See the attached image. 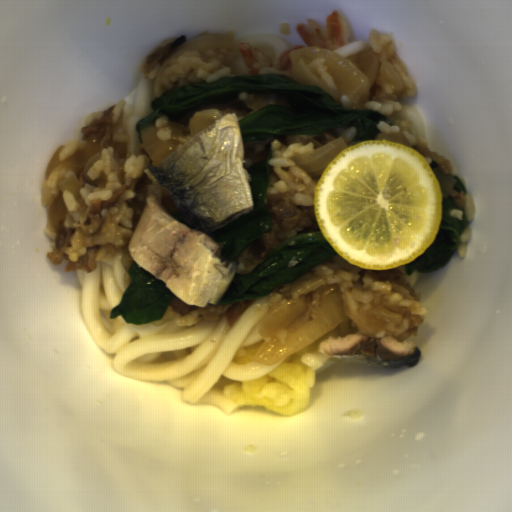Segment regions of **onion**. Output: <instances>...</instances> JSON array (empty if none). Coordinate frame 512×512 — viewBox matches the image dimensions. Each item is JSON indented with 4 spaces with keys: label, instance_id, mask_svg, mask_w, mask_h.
<instances>
[{
    "label": "onion",
    "instance_id": "obj_1",
    "mask_svg": "<svg viewBox=\"0 0 512 512\" xmlns=\"http://www.w3.org/2000/svg\"><path fill=\"white\" fill-rule=\"evenodd\" d=\"M347 318L339 295L323 300L315 316L306 310L305 300H284L267 310L259 329L263 341L253 360L273 366L305 350Z\"/></svg>",
    "mask_w": 512,
    "mask_h": 512
},
{
    "label": "onion",
    "instance_id": "obj_2",
    "mask_svg": "<svg viewBox=\"0 0 512 512\" xmlns=\"http://www.w3.org/2000/svg\"><path fill=\"white\" fill-rule=\"evenodd\" d=\"M323 59L350 107L362 109L369 99L375 79H379L399 91H403L404 82L387 63L378 64L373 53H364L359 56L358 67L344 59L336 52L325 50L312 45H305L291 50L288 59L291 79L302 85L318 86L338 103L342 98L338 91L323 83L309 68L308 62Z\"/></svg>",
    "mask_w": 512,
    "mask_h": 512
},
{
    "label": "onion",
    "instance_id": "obj_3",
    "mask_svg": "<svg viewBox=\"0 0 512 512\" xmlns=\"http://www.w3.org/2000/svg\"><path fill=\"white\" fill-rule=\"evenodd\" d=\"M349 147L346 139L339 136L312 152L293 156L292 162L311 177L323 175L336 156Z\"/></svg>",
    "mask_w": 512,
    "mask_h": 512
},
{
    "label": "onion",
    "instance_id": "obj_4",
    "mask_svg": "<svg viewBox=\"0 0 512 512\" xmlns=\"http://www.w3.org/2000/svg\"><path fill=\"white\" fill-rule=\"evenodd\" d=\"M232 46L231 38L224 34H199L193 38L184 41L179 47H177L167 58H165L155 75L152 89L157 96L160 93L166 92V88L163 86L160 76L166 66H168L173 60H175L183 52L192 51L201 48H229Z\"/></svg>",
    "mask_w": 512,
    "mask_h": 512
},
{
    "label": "onion",
    "instance_id": "obj_5",
    "mask_svg": "<svg viewBox=\"0 0 512 512\" xmlns=\"http://www.w3.org/2000/svg\"><path fill=\"white\" fill-rule=\"evenodd\" d=\"M140 136L144 152L156 165L174 153L151 123L140 131Z\"/></svg>",
    "mask_w": 512,
    "mask_h": 512
},
{
    "label": "onion",
    "instance_id": "obj_6",
    "mask_svg": "<svg viewBox=\"0 0 512 512\" xmlns=\"http://www.w3.org/2000/svg\"><path fill=\"white\" fill-rule=\"evenodd\" d=\"M55 186L61 192H67L71 196L77 211L83 212L86 207V200L80 191L82 183L79 176L71 174L57 181Z\"/></svg>",
    "mask_w": 512,
    "mask_h": 512
},
{
    "label": "onion",
    "instance_id": "obj_7",
    "mask_svg": "<svg viewBox=\"0 0 512 512\" xmlns=\"http://www.w3.org/2000/svg\"><path fill=\"white\" fill-rule=\"evenodd\" d=\"M215 120L211 116H194L188 122L189 130L192 138L203 131L205 128L214 123Z\"/></svg>",
    "mask_w": 512,
    "mask_h": 512
},
{
    "label": "onion",
    "instance_id": "obj_8",
    "mask_svg": "<svg viewBox=\"0 0 512 512\" xmlns=\"http://www.w3.org/2000/svg\"><path fill=\"white\" fill-rule=\"evenodd\" d=\"M375 141H389L396 142L403 145H407L411 148V146L406 142L404 135L394 134V133H383L376 138Z\"/></svg>",
    "mask_w": 512,
    "mask_h": 512
}]
</instances>
